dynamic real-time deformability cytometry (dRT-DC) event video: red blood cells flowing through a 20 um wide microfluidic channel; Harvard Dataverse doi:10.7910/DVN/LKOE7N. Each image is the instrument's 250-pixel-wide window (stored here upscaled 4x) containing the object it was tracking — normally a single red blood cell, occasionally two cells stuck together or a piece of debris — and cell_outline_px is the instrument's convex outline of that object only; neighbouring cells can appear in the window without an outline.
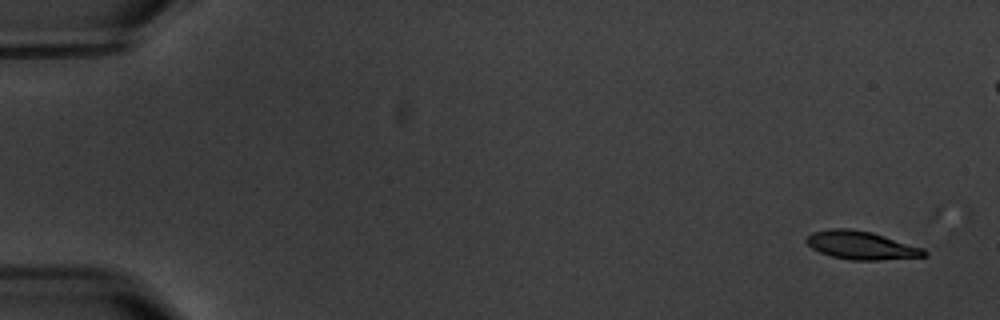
{"species": "common noctule bat (a hibernating species)", "species_latin": "Nyctalus noctula", "temperature_condition": "warm", "stored_images_in_passage": 4, "camera_frame_rate_fps": 3000, "um_per_image_px": 0.085, "animal": {"sex": "male", "body_mass_g": 20.1, "forearm_length_mm": 53.5}, "frame": {"image": 1, "passage_image": 1, "time_ms": 0.0, "image_size_px": [1000, 320], "cell_outline_px": [[928, 256], [880, 260], [852, 260], [832, 256], [820, 252], [812, 248], [804, 240], [812, 232], [832, 228], [848, 228], [872, 232], [924, 248], [928, 252]], "centroid_in_image_um": [73.23, 20.85], "position_along_channel_um": 11.8, "area_um2": 19.42}}